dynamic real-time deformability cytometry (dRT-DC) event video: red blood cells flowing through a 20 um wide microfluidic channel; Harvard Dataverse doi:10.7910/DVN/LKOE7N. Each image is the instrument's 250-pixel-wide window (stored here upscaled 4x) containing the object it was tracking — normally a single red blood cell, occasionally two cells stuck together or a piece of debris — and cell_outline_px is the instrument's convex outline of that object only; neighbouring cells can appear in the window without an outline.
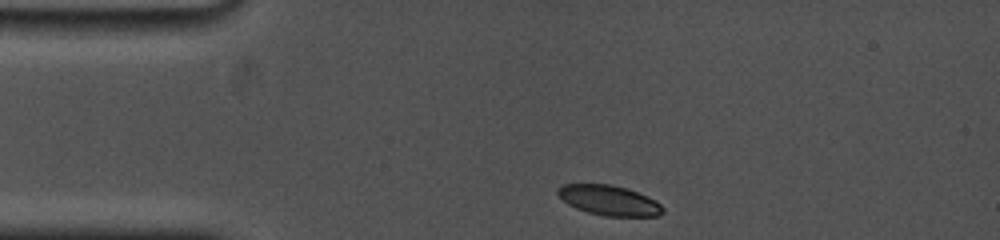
{"species": "common noctule bat (a hibernating species)", "species_latin": "Nyctalus noctula", "temperature_condition": "cold", "stored_images_in_passage": 7, "camera_frame_rate_fps": 5000, "um_per_image_px": 0.085, "animal": {"sex": "female", "body_mass_g": 19.0, "forearm_length_mm": 53.3}, "frame": {"image": 1, "passage_image": 1, "time_ms": 0.0, "image_size_px": [1000, 240], "cell_outline_px": [[664, 212], [656, 216], [604, 216], [588, 212], [576, 208], [568, 204], [556, 192], [556, 188], [564, 184], [612, 184], [648, 196], [656, 200], [664, 208]], "centroid_in_image_um": [51.78, 17.03], "position_along_channel_um": 33.2, "area_um2": 18.32}}
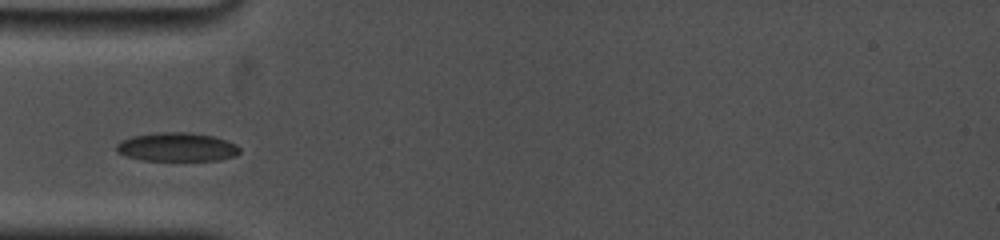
{"frame": {"image": 2, "passage_image": 5, "time_ms": 2.0, "image_size_px": [1000, 240], "cell_outline_px": [[240, 152], [236, 156], [220, 160], [144, 160], [124, 156], [116, 152], [116, 144], [120, 140], [132, 136], [156, 132], [188, 132], [212, 136], [236, 144], [240, 148]], "centroid_in_image_um": [15.0, 12.5], "position_along_channel_um": 70.0, "area_um2": 20.75}}
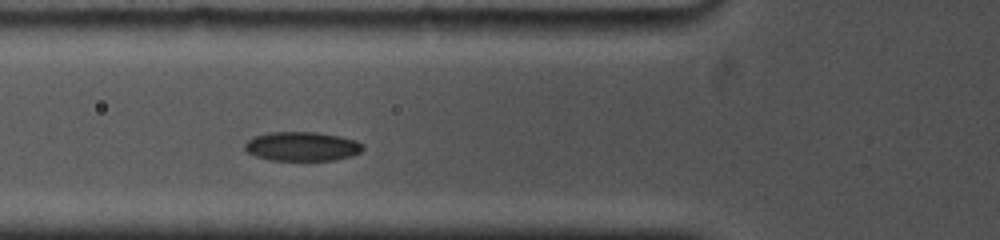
{"frame": {"image": 3, "passage_image": 7, "time_ms": 2.8, "image_size_px": [1000, 240], "cell_outline_px": [[364, 148], [360, 152], [348, 156], [332, 160], [268, 160], [256, 156], [248, 152], [244, 148], [244, 144], [252, 136], [268, 132], [320, 132], [340, 136], [356, 140], [364, 144]], "centroid_in_image_um": [25.65, 12.43], "position_along_channel_um": 100.1, "area_um2": 20.17}}